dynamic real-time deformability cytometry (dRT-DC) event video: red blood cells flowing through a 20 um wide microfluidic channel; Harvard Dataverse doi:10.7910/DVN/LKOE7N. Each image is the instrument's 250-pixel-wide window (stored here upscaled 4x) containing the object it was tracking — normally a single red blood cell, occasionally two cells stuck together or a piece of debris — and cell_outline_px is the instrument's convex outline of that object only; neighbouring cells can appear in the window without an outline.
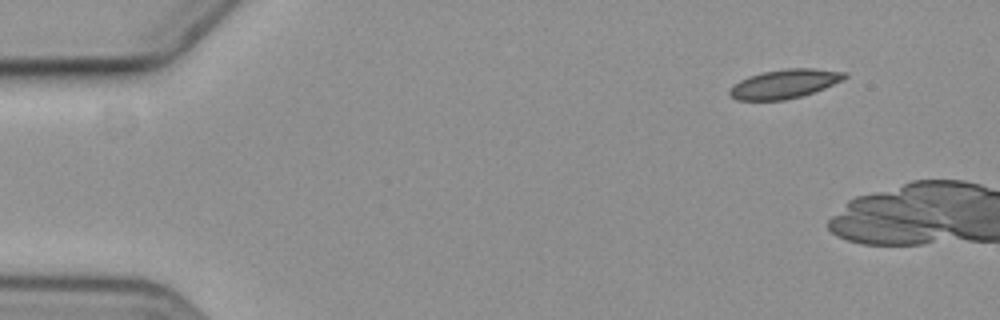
{"species": "common noctule bat (a hibernating species)", "species_latin": "Nyctalus noctula", "temperature_condition": "cold", "stored_images_in_passage": 2, "camera_frame_rate_fps": 3000, "um_per_image_px": 0.085, "animal": {"sex": "female", "body_mass_g": 19.3, "forearm_length_mm": 54.1}, "frame": {"image": 1, "passage_image": 1, "time_ms": 0.0, "image_size_px": [1000, 320], "cell_outline_px": [[848, 76], [844, 80], [824, 88], [800, 96], [784, 100], [736, 100], [728, 96], [728, 88], [732, 84], [748, 76], [764, 72], [784, 68], [812, 68], [848, 72]], "centroid_in_image_um": [66.65, 7.12], "position_along_channel_um": 18.3, "area_um2": 19.65}}